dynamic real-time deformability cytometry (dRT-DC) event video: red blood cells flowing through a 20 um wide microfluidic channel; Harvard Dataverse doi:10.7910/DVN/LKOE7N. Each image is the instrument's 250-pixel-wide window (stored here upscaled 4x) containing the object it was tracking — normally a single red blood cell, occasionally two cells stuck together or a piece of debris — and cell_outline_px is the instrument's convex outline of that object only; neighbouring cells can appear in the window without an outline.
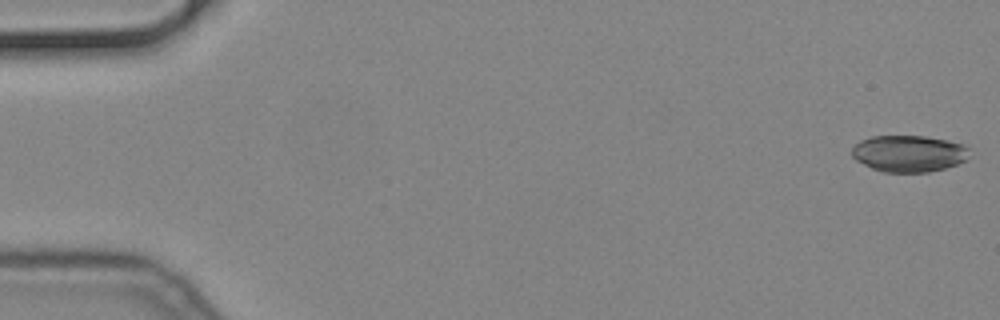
{"species": "common noctule bat (a hibernating species)", "species_latin": "Nyctalus noctula", "temperature_condition": "cold", "stored_images_in_passage": 15, "camera_frame_rate_fps": 3000, "um_per_image_px": 0.085, "animal": {"sex": "male", "body_mass_g": 19.2, "forearm_length_mm": 51.8}, "frame": {"image": 1, "passage_image": 1, "time_ms": 0.0, "image_size_px": [1000, 320], "cell_outline_px": [[968, 148], [964, 160], [956, 164], [944, 168], [928, 172], [884, 172], [872, 168], [856, 160], [852, 156], [852, 148], [860, 140], [872, 136], [924, 136], [948, 140], [964, 144]], "centroid_in_image_um": [77.21, 13.04], "position_along_channel_um": 7.8, "area_um2": 24.85}}